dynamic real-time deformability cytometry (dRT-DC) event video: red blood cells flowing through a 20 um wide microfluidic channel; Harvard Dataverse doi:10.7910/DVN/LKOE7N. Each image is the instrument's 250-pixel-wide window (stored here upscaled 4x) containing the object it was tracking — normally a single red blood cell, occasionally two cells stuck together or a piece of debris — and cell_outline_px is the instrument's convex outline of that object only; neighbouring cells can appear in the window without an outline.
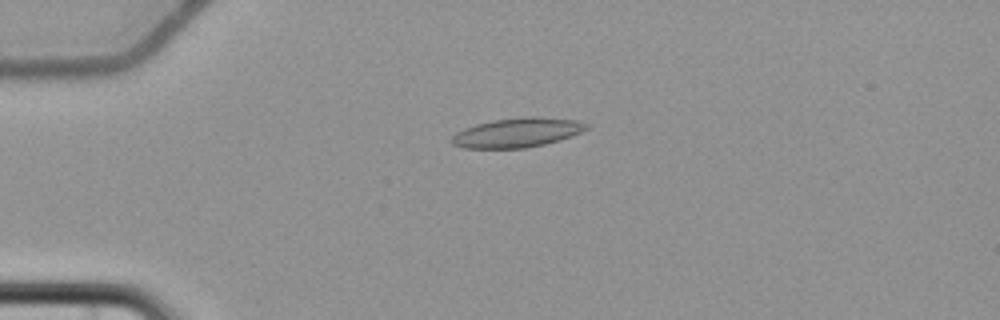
{"species": "common noctule bat (a hibernating species)", "species_latin": "Nyctalus noctula", "temperature_condition": "cold", "stored_images_in_passage": 5, "camera_frame_rate_fps": 3000, "um_per_image_px": 0.085, "animal": {"sex": "female", "body_mass_g": 22.7, "forearm_length_mm": 54.2}, "frame": {"image": 1, "passage_image": 4, "time_ms": 4.333, "image_size_px": [1000, 320], "cell_outline_px": [[588, 128], [572, 136], [560, 140], [544, 144], [524, 148], [464, 148], [452, 144], [448, 140], [456, 132], [464, 128], [476, 124], [492, 120], [524, 116], [540, 116], [576, 120], [588, 124]], "centroid_in_image_um": [43.94, 11.26], "position_along_channel_um": 41.1, "area_um2": 23.29}}